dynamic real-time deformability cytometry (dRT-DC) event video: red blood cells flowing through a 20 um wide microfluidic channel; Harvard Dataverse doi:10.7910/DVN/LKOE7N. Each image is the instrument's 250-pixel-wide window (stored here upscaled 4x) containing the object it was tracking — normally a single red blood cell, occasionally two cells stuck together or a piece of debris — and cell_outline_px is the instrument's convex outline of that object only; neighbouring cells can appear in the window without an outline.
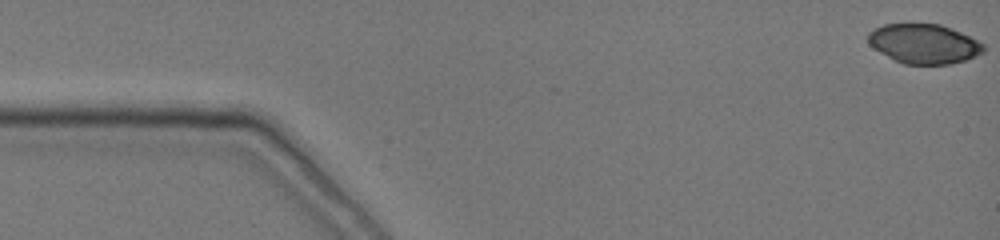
{"species": "common noctule bat (a hibernating species)", "species_latin": "Nyctalus noctula", "temperature_condition": "cold", "stored_images_in_passage": 10, "camera_frame_rate_fps": 3000, "um_per_image_px": 0.085, "animal": {"sex": "female", "body_mass_g": 19.0, "forearm_length_mm": 51.5}, "frame": {"image": 1, "passage_image": 1, "time_ms": 0.0, "image_size_px": [1000, 240], "cell_outline_px": [[984, 52], [976, 56], [952, 64], [904, 64], [880, 52], [868, 44], [868, 32], [884, 24], [940, 24], [952, 28], [984, 44]], "centroid_in_image_um": [78.54, 3.72], "position_along_channel_um": 6.5, "area_um2": 26.41}}